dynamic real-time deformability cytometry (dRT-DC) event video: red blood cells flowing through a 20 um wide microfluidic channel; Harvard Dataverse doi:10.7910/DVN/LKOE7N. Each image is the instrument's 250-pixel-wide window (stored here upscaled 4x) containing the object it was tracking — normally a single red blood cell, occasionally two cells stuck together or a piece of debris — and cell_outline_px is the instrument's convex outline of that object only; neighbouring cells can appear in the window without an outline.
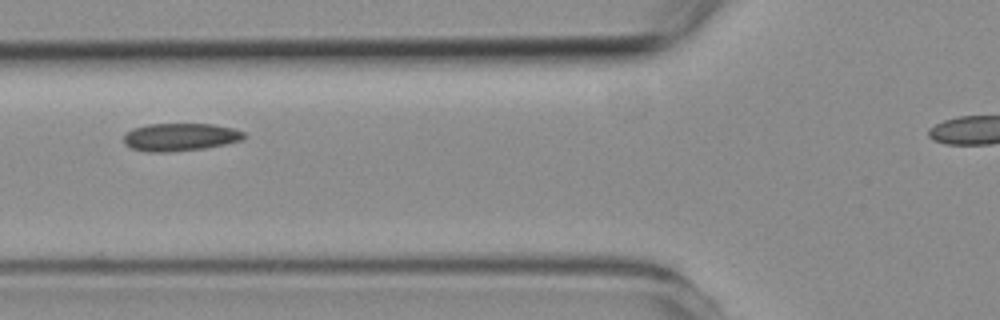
{"species": "common noctule bat (a hibernating species)", "species_latin": "Nyctalus noctula", "temperature_condition": "room temperature", "stored_images_in_passage": 4, "camera_frame_rate_fps": 3000, "um_per_image_px": 0.085, "animal": {"sex": "female", "body_mass_g": 19.3, "forearm_length_mm": 54.1}, "frame": {"image": 1, "passage_image": 4, "time_ms": 3.333, "image_size_px": [1000, 320], "cell_outline_px": [[248, 136], [240, 140], [224, 144], [204, 148], [168, 152], [148, 152], [132, 148], [124, 144], [124, 136], [132, 128], [148, 124], [212, 124], [232, 128], [244, 132]], "centroid_in_image_um": [15.3, 11.64], "position_along_channel_um": 110.5, "area_um2": 19.36}}